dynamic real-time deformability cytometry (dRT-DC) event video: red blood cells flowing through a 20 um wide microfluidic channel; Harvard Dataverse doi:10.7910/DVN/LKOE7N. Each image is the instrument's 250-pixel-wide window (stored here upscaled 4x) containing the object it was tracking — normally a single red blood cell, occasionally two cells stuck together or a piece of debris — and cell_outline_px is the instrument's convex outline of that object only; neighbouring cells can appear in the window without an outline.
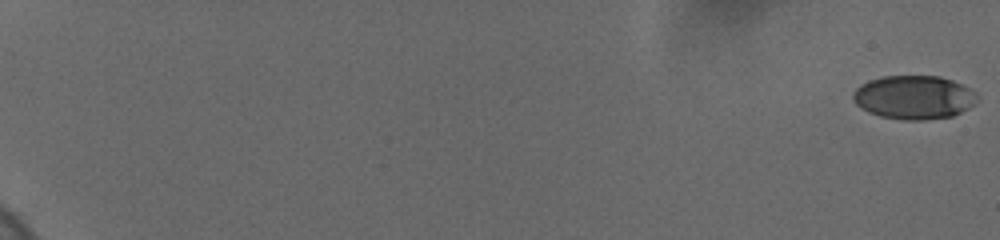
{"species": "human", "species_latin": "Homo sapiens", "temperature_condition": "cold", "stored_images_in_passage": 28, "camera_frame_rate_fps": 3000, "um_per_image_px": 0.085, "donor": {"sex": "female"}, "frame": {"image": 1, "passage_image": 1, "time_ms": 0.0, "image_size_px": [1000, 240], "cell_outline_px": [[980, 100], [976, 104], [952, 116], [924, 120], [904, 120], [880, 116], [868, 112], [856, 104], [852, 96], [852, 92], [860, 84], [868, 80], [884, 76], [940, 76], [952, 80], [976, 92]], "centroid_in_image_um": [77.69, 8.27], "position_along_channel_um": 7.3, "area_um2": 31.79}}
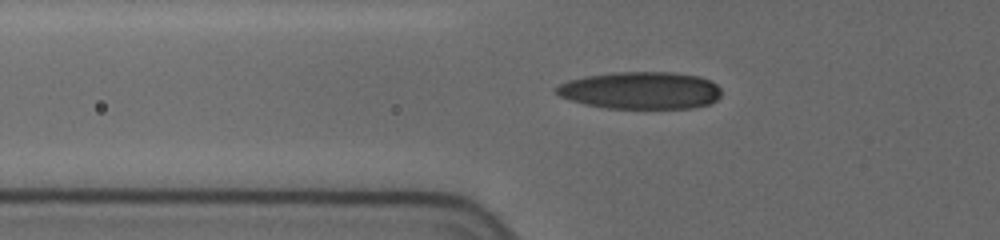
{"frame": {"image": 2, "passage_image": 24, "time_ms": 8.0, "image_size_px": [1000, 240], "cell_outline_px": [[720, 96], [716, 100], [708, 104], [692, 108], [608, 108], [584, 104], [560, 96], [552, 92], [552, 88], [568, 80], [588, 76], [616, 72], [672, 72], [700, 76], [716, 84], [720, 88]], "centroid_in_image_um": [54.43, 7.68], "position_along_channel_um": 71.4, "area_um2": 35.89}}
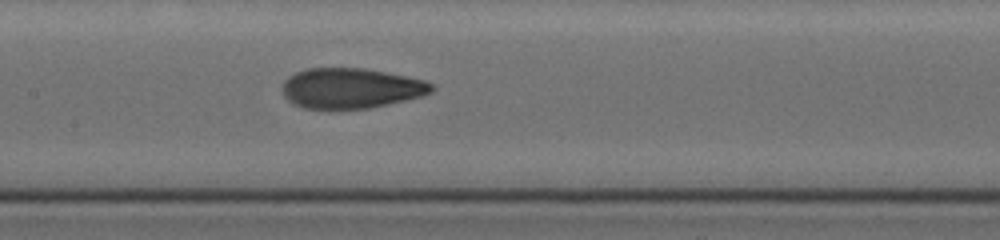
{"frame": {"image": 3, "passage_image": 28, "time_ms": 11.0, "image_size_px": [1000, 240], "cell_outline_px": [[436, 88], [432, 92], [420, 96], [388, 104], [368, 108], [304, 108], [288, 100], [284, 96], [284, 80], [288, 76], [296, 72], [308, 68], [364, 68], [424, 80], [432, 84]], "centroid_in_image_um": [29.83, 7.49], "position_along_channel_um": 177.6, "area_um2": 34.56}}